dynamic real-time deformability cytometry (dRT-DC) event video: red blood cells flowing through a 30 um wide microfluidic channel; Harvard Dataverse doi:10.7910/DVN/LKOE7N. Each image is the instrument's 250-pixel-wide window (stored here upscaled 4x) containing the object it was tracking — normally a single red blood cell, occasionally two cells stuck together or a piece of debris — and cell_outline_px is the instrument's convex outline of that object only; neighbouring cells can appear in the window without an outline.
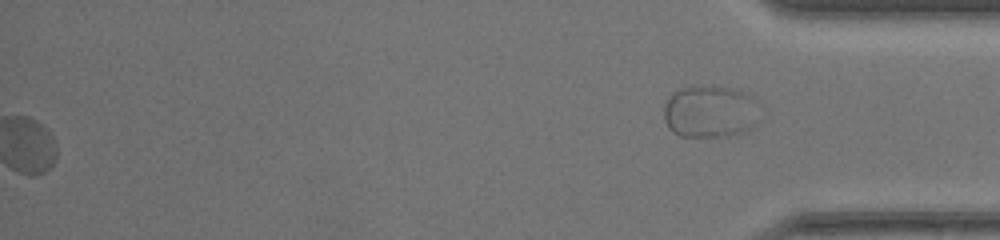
{"species": "common noctule bat (a hibernating species)", "species_latin": "Nyctalus noctula", "temperature_condition": "warm", "stored_images_in_passage": 44, "segment_of_instrument_passage": [2, 2], "camera_frame_rate_fps": 3000, "um_per_image_px": 0.085, "animal": {"sex": "female", "body_mass_g": 17.0, "forearm_length_mm": 48.0}, "frame": {"image": 1, "passage_image": 44, "time_ms": 14.333, "image_size_px": [1000, 240], "cell_outline_px": [[760, 120], [756, 124], [748, 128], [728, 136], [680, 136], [672, 132], [668, 128], [664, 120], [664, 104], [680, 88], [704, 84], [728, 88], [740, 92], [748, 96], [752, 100]], "centroid_in_image_um": [60.28, 9.49], "position_along_channel_um": 374.9, "area_um2": 28.78}}